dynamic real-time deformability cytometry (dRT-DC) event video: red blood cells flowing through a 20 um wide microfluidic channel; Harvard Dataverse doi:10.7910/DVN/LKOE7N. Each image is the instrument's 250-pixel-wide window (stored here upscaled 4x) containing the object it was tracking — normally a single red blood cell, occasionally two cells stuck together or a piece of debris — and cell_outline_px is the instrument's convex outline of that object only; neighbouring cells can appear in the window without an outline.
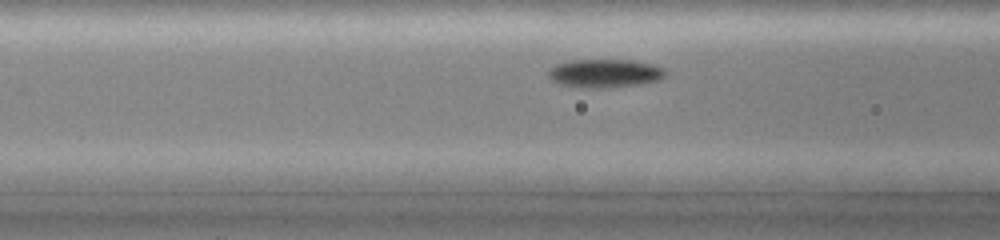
{"species": "common noctule bat (a hibernating species)", "species_latin": "Nyctalus noctula", "temperature_condition": "cold", "stored_images_in_passage": 26, "camera_frame_rate_fps": 3000, "um_per_image_px": 0.085, "animal": {"sex": "female", "body_mass_g": 19.0, "forearm_length_mm": 51.5}, "frame": {"image": 1, "passage_image": 8, "time_ms": 2.333, "image_size_px": [1000, 240], "cell_outline_px": [[668, 72], [660, 80], [636, 84], [608, 88], [584, 88], [556, 84], [548, 76], [548, 68], [556, 64], [572, 60], [632, 60], [652, 64], [664, 68]], "centroid_in_image_um": [51.38, 6.23], "position_along_channel_um": 115.2, "area_um2": 19.59}}